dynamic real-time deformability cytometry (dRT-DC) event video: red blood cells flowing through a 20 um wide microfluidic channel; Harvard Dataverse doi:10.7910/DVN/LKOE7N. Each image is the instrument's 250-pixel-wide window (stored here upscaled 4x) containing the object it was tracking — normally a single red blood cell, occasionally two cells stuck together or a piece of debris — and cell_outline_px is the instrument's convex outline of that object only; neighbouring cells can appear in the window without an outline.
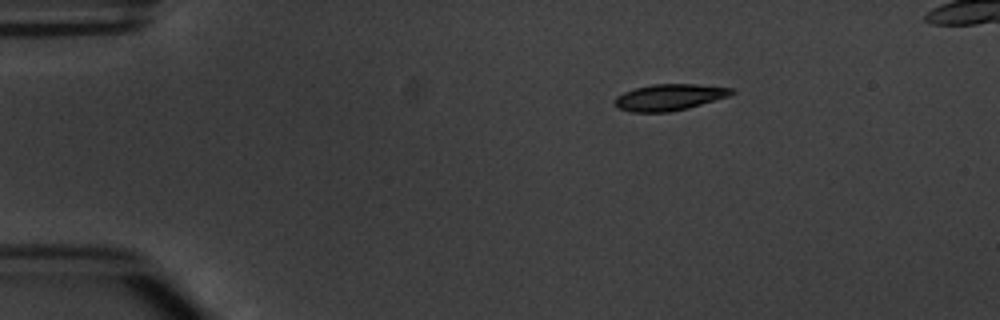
{"species": "common noctule bat (a hibernating species)", "species_latin": "Nyctalus noctula", "temperature_condition": "warm", "stored_images_in_passage": 4, "camera_frame_rate_fps": 3000, "um_per_image_px": 0.085, "animal": {"sex": "male", "body_mass_g": 20.1, "forearm_length_mm": 53.5}, "frame": {"image": 1, "passage_image": 1, "time_ms": 0.0, "image_size_px": [1000, 320], "cell_outline_px": [[736, 92], [728, 96], [688, 108], [672, 112], [632, 112], [620, 108], [612, 100], [616, 96], [624, 92], [636, 88], [652, 84], [696, 84], [732, 88]], "centroid_in_image_um": [56.89, 8.26], "position_along_channel_um": 28.1, "area_um2": 17.86}}